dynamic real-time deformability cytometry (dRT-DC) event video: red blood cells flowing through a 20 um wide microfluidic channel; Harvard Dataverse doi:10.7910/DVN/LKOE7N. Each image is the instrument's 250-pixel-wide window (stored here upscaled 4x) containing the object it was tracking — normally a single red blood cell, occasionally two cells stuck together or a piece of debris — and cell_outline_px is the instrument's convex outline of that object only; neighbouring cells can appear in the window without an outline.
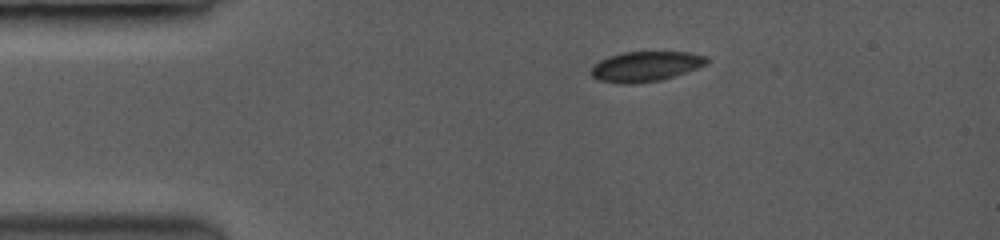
{"species": "common noctule bat (a hibernating species)", "species_latin": "Nyctalus noctula", "temperature_condition": "room temperature", "stored_images_in_passage": 8, "camera_frame_rate_fps": 3500, "um_per_image_px": 0.085, "animal": {"sex": "female", "body_mass_g": 19.0, "forearm_length_mm": 53.3}, "frame": {"image": 1, "passage_image": 1, "time_ms": 0.0, "image_size_px": [1000, 240], "cell_outline_px": [[708, 60], [704, 64], [696, 68], [672, 76], [656, 80], [600, 80], [592, 76], [592, 68], [600, 60], [624, 52], [688, 52], [704, 56]], "centroid_in_image_um": [54.92, 5.57], "position_along_channel_um": 30.1, "area_um2": 18.61}}
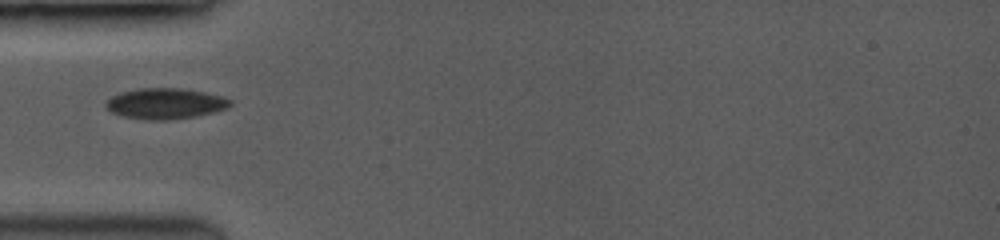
{"frame": {"image": 2, "passage_image": 5, "time_ms": 2.286, "image_size_px": [1000, 240], "cell_outline_px": [[232, 104], [224, 108], [212, 112], [196, 116], [168, 120], [152, 120], [124, 116], [112, 112], [108, 108], [108, 100], [112, 96], [124, 92], [140, 88], [180, 88], [204, 92], [220, 96], [232, 100]], "centroid_in_image_um": [14.08, 8.8], "position_along_channel_um": 70.9, "area_um2": 21.73}}
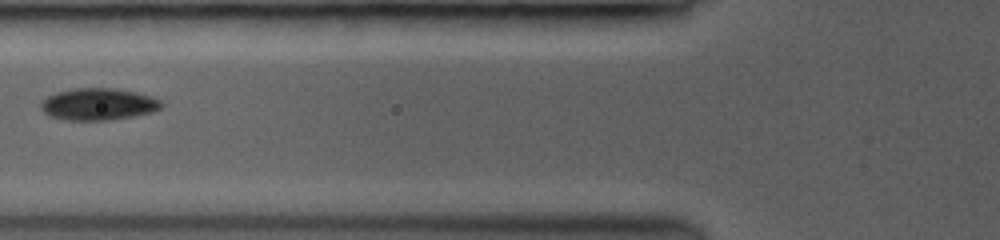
{"frame": {"image": 3, "passage_image": 7, "time_ms": 3.429, "image_size_px": [1000, 240], "cell_outline_px": [[164, 104], [160, 108], [152, 112], [132, 116], [108, 120], [68, 120], [52, 116], [44, 112], [40, 104], [48, 96], [60, 92], [76, 88], [112, 88], [132, 92], [148, 96], [160, 100]], "centroid_in_image_um": [8.37, 8.86], "position_along_channel_um": 117.4, "area_um2": 21.85}}